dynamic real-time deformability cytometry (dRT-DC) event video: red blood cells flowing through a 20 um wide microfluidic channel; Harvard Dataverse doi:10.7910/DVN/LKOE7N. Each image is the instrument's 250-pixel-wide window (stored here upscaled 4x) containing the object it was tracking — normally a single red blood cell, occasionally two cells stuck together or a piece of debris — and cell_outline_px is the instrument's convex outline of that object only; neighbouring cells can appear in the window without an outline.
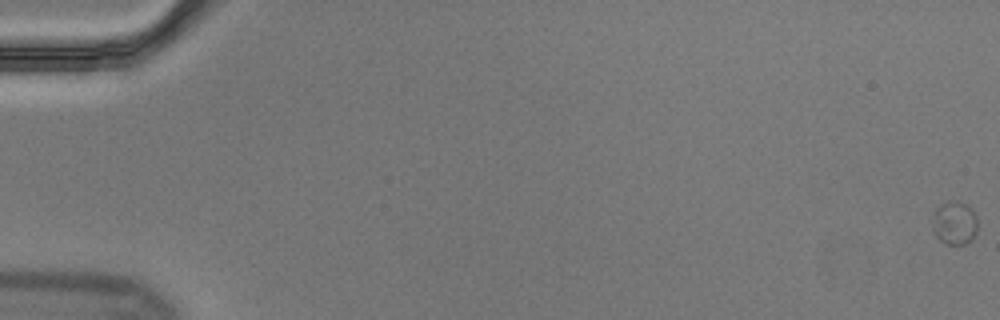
{"species": "Egyptian fruit bat (a non-hibernating species)", "species_latin": "Rousettus aegyptiacus", "temperature_condition": "cold", "stored_images_in_passage": 41, "camera_frame_rate_fps": 3000, "um_per_image_px": 0.085, "animal": {"sex": "male"}, "frame": {"image": 1, "passage_image": 1, "time_ms": 0.0, "image_size_px": [1000, 320], "cell_outline_px": [[976, 232], [972, 240], [964, 244], [944, 244], [936, 236], [932, 228], [932, 216], [936, 208], [948, 200], [956, 200], [968, 204], [972, 208], [976, 216]], "centroid_in_image_um": [81.12, 18.93], "position_along_channel_um": 3.9, "area_um2": 11.68}}
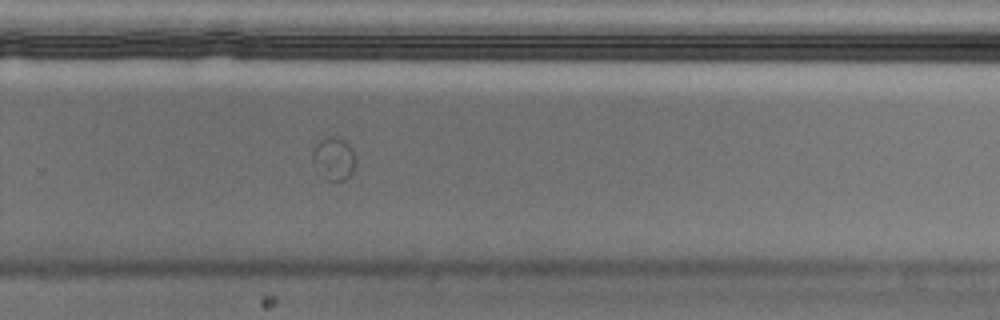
{"frame": {"image": 2, "passage_image": 41, "time_ms": 13.333, "image_size_px": [1000, 320], "cell_outline_px": [[356, 164], [352, 172], [344, 180], [324, 180], [312, 160], [312, 152], [316, 144], [324, 136], [332, 136], [344, 140], [352, 148], [356, 156]], "centroid_in_image_um": [28.38, 13.47], "position_along_channel_um": 301.4, "area_um2": 10.87}}